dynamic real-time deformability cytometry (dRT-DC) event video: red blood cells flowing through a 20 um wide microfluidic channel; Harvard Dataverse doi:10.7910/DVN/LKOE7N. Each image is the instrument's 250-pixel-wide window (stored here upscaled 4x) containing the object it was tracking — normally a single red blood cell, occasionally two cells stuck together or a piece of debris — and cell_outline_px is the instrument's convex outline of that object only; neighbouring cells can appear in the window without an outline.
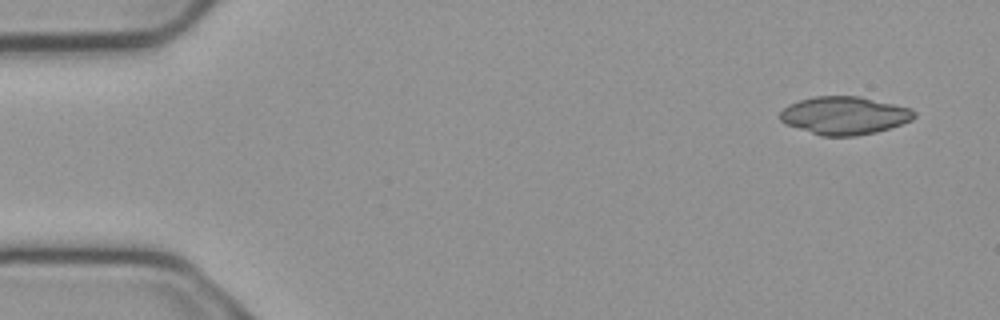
{"species": "common noctule bat (a hibernating species)", "species_latin": "Nyctalus noctula", "temperature_condition": "cold", "stored_images_in_passage": 8, "segment_of_instrument_passage": [1, 2], "camera_frame_rate_fps": 3000, "um_per_image_px": 0.085, "animal": {"sex": "male", "body_mass_g": 23.1, "forearm_length_mm": 52.7}, "frame": {"image": 1, "passage_image": 1, "time_ms": 0.0, "image_size_px": [1000, 320], "cell_outline_px": [[916, 116], [912, 120], [876, 132], [856, 136], [820, 136], [784, 124], [780, 120], [780, 112], [788, 104], [800, 100], [816, 96], [860, 96], [912, 108], [916, 112]], "centroid_in_image_um": [71.76, 9.82], "position_along_channel_um": 13.2, "area_um2": 29.82}}